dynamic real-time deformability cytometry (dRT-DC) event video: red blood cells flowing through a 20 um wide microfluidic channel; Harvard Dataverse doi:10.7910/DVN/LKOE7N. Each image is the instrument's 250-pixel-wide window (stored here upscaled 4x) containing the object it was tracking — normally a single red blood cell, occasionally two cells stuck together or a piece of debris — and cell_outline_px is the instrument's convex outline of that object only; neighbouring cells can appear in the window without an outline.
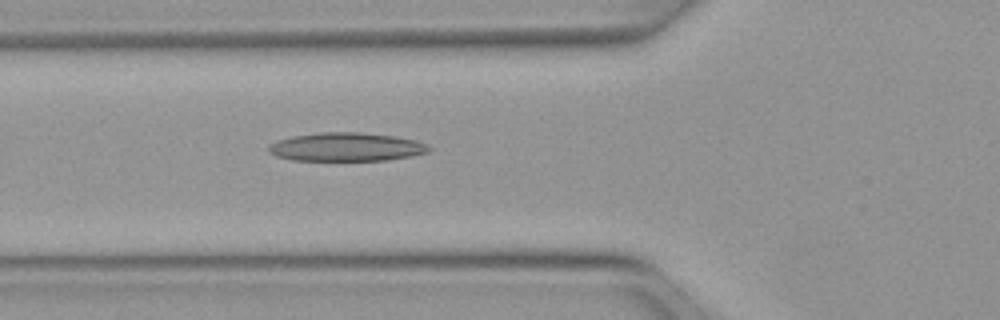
{"species": "Egyptian fruit bat (a non-hibernating species)", "species_latin": "Rousettus aegyptiacus", "temperature_condition": "warm", "stored_images_in_passage": 40, "camera_frame_rate_fps": 3000, "um_per_image_px": 0.085, "animal": {"sex": "female"}, "frame": {"image": 1, "passage_image": 7, "time_ms": 2.0, "image_size_px": [1000, 320], "cell_outline_px": [[432, 148], [428, 152], [412, 156], [388, 160], [292, 160], [276, 156], [268, 152], [268, 148], [276, 140], [292, 136], [320, 132], [360, 132], [396, 136], [416, 140], [428, 144]], "centroid_in_image_um": [29.47, 12.48], "position_along_channel_um": 96.3, "area_um2": 26.82}}
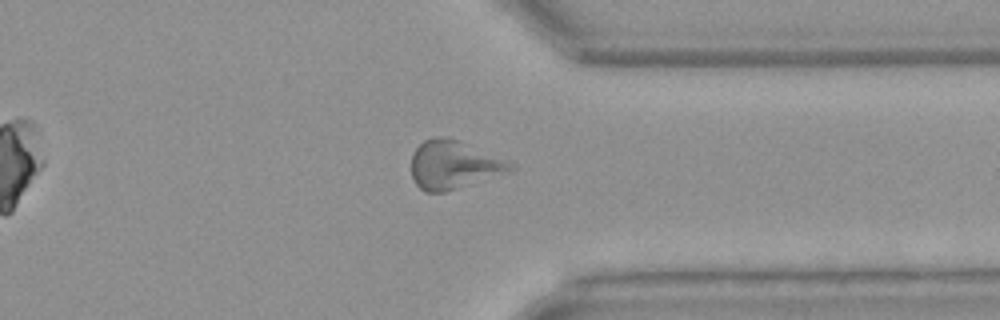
{"frame": {"image": 2, "passage_image": 28, "time_ms": 9.0, "image_size_px": [1000, 320], "cell_outline_px": [[516, 168], [508, 172], [444, 192], [424, 192], [416, 184], [412, 176], [412, 152], [424, 140], [436, 136], [448, 136], [460, 140], [508, 160], [516, 164]], "centroid_in_image_um": [38.57, 13.98], "position_along_channel_um": 372.8, "area_um2": 28.03}}
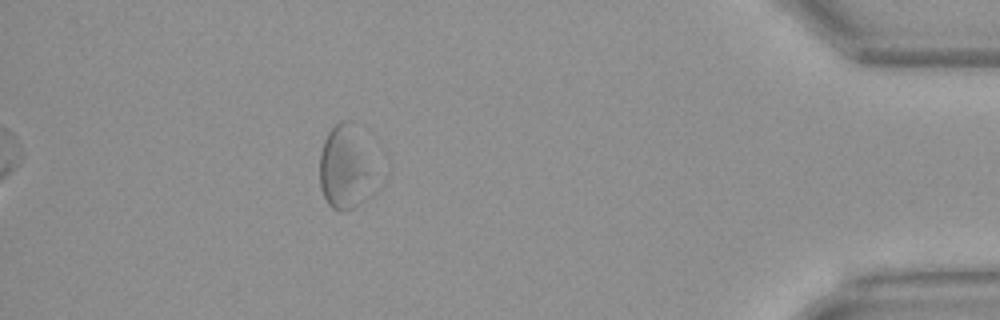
{"frame": {"image": 3, "passage_image": 34, "time_ms": 11.0, "image_size_px": [1000, 320], "cell_outline_px": [[372, 196], [360, 204], [352, 208], [332, 208], [328, 204], [320, 188], [320, 152], [324, 140], [328, 132], [336, 124], [344, 120], [352, 120], [368, 172], [372, 192]], "centroid_in_image_um": [29.21, 14.3], "position_along_channel_um": 406.0, "area_um2": 24.91}, "authors_computed_cell_mechanics": {"area_um2": 25.8077, "velocity_mm_per_s": 3.9964, "shape_relaxation_time_tau1_ms": null, "shape_relaxation_time_tau2_ms": 7.9458, "deformation_change_tau1": null, "deformation_change_tau2": 0.1987}}